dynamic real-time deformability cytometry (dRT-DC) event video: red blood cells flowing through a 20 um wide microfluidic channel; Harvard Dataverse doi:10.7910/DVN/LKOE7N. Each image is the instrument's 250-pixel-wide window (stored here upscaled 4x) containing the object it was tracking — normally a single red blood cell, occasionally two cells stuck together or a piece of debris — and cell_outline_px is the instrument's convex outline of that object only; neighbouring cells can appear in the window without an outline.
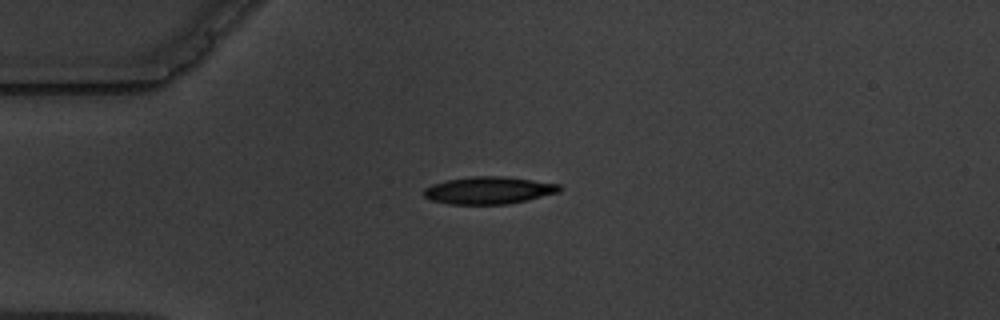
{"species": "common noctule bat (a hibernating species)", "species_latin": "Nyctalus noctula", "temperature_condition": "warm", "stored_images_in_passage": 4, "camera_frame_rate_fps": 3000, "um_per_image_px": 0.085, "animal": {"sex": "male", "body_mass_g": 19.5, "forearm_length_mm": 54.6}, "frame": {"image": 1, "passage_image": 1, "time_ms": 0.0, "image_size_px": [1000, 320], "cell_outline_px": [[564, 188], [560, 192], [528, 200], [508, 204], [448, 204], [432, 200], [424, 196], [424, 188], [432, 184], [448, 180], [472, 176], [504, 176], [560, 184]], "centroid_in_image_um": [41.58, 16.18], "position_along_channel_um": 43.4, "area_um2": 21.68}}
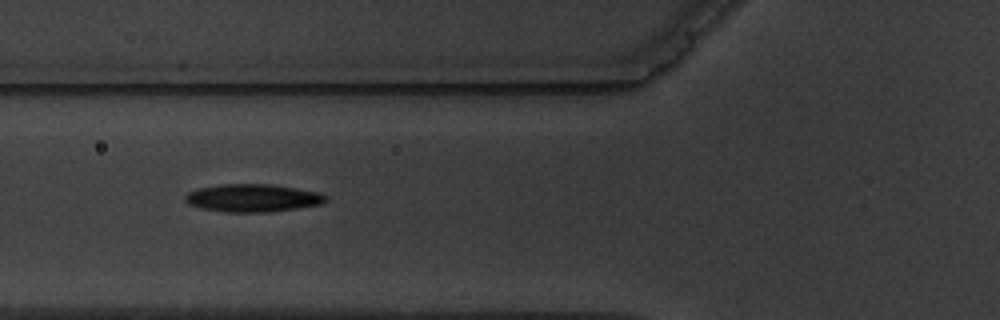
{"frame": {"image": 2, "passage_image": 3, "time_ms": 2.333, "image_size_px": [1000, 320], "cell_outline_px": [[328, 200], [320, 204], [296, 208], [268, 212], [224, 212], [200, 208], [188, 204], [184, 200], [184, 196], [188, 192], [200, 188], [220, 184], [272, 184], [320, 192], [328, 196]], "centroid_in_image_um": [21.47, 16.82], "position_along_channel_um": 104.3, "area_um2": 22.89}}
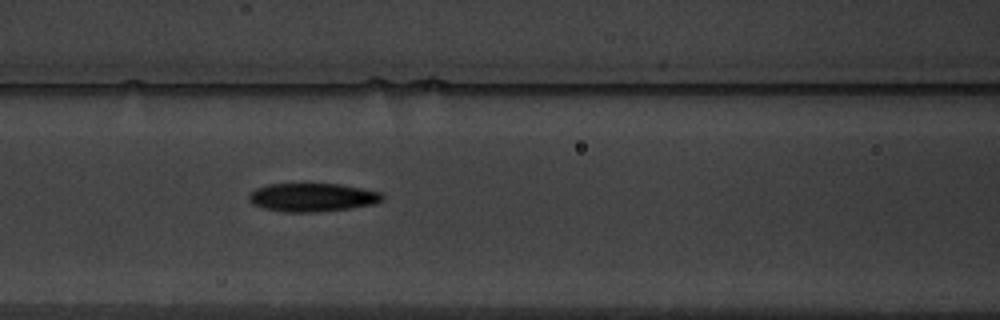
{"frame": {"image": 3, "passage_image": 4, "time_ms": 3.333, "image_size_px": [1000, 320], "cell_outline_px": [[384, 200], [376, 204], [348, 208], [316, 212], [284, 212], [264, 208], [252, 204], [248, 200], [248, 196], [256, 188], [268, 184], [308, 180], [340, 184], [384, 192]], "centroid_in_image_um": [26.56, 16.72], "position_along_channel_um": 140.0, "area_um2": 23.29}}